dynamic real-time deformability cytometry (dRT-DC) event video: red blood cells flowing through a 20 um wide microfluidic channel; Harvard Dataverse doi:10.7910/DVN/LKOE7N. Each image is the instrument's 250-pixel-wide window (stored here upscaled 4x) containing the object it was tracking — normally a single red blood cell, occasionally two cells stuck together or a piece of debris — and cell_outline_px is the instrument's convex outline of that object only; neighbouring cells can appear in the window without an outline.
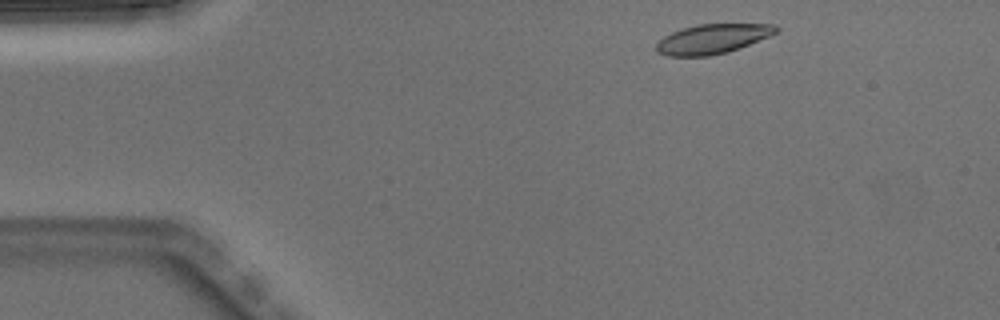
{"species": "Egyptian fruit bat (a non-hibernating species)", "species_latin": "Rousettus aegyptiacus", "temperature_condition": "warm", "stored_images_in_passage": 6, "camera_frame_rate_fps": 3000, "um_per_image_px": 0.085, "animal": {"sex": "male"}, "frame": {"image": 1, "passage_image": 1, "time_ms": 0.0, "image_size_px": [1000, 320], "cell_outline_px": [[780, 28], [776, 32], [768, 36], [740, 48], [728, 52], [708, 56], [668, 56], [656, 52], [656, 44], [664, 36], [672, 32], [696, 24], [776, 24]], "centroid_in_image_um": [60.55, 3.31], "position_along_channel_um": 24.4, "area_um2": 20.58}}
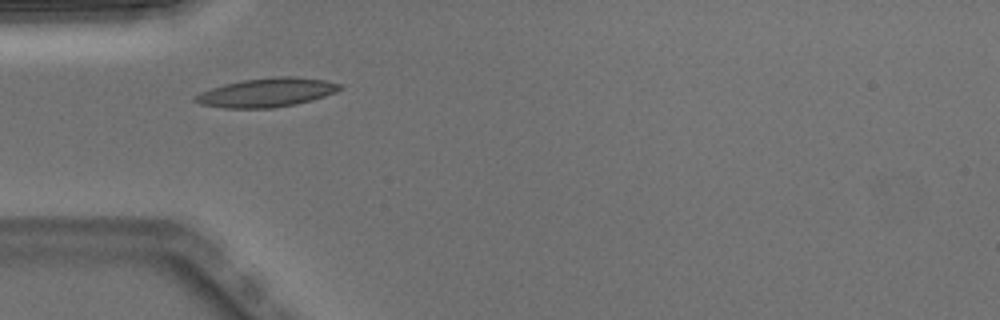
{"frame": {"image": 2, "passage_image": 3, "time_ms": 0.667, "image_size_px": [1000, 320], "cell_outline_px": [[344, 88], [336, 92], [312, 100], [296, 104], [272, 108], [224, 108], [200, 104], [192, 100], [192, 96], [200, 92], [224, 84], [244, 80], [280, 76], [296, 76], [324, 80], [340, 84]], "centroid_in_image_um": [22.66, 7.87], "position_along_channel_um": 62.3, "area_um2": 24.39}}
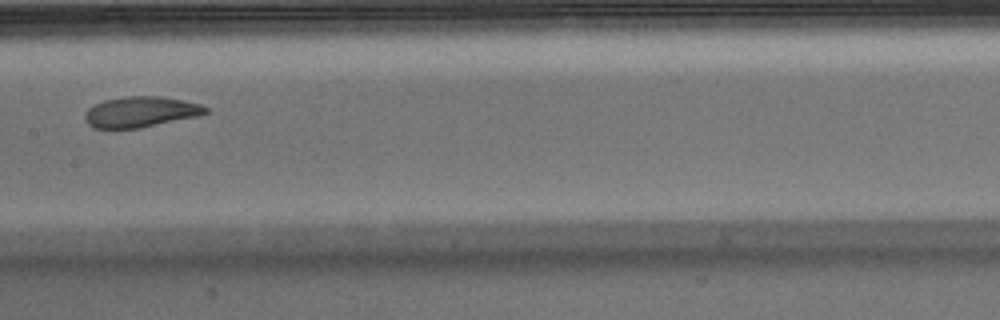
{"frame": {"image": 3, "passage_image": 6, "time_ms": 1.667, "image_size_px": [1000, 320], "cell_outline_px": [[208, 112], [196, 116], [140, 128], [92, 128], [84, 120], [84, 116], [88, 108], [104, 100], [128, 96], [160, 96], [184, 100], [200, 104], [208, 108]], "centroid_in_image_um": [11.93, 9.51], "position_along_channel_um": 195.5, "area_um2": 21.44}}